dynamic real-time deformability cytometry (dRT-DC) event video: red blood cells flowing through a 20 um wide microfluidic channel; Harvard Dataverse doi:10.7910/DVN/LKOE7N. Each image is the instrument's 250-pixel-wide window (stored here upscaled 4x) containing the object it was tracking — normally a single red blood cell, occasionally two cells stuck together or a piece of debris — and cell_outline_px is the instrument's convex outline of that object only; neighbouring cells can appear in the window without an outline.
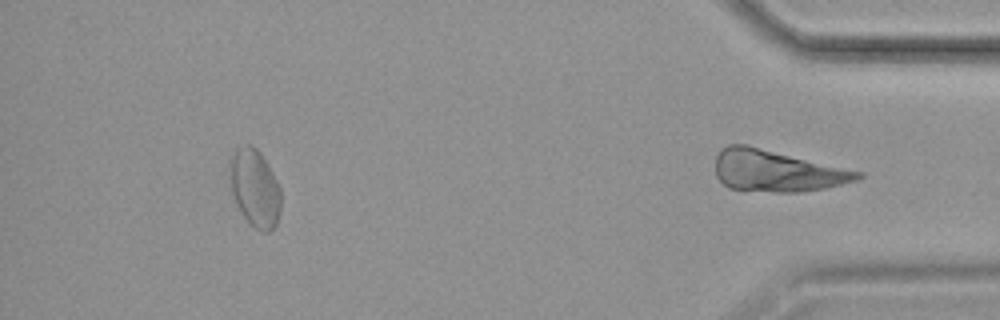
{"species": "common noctule bat (a hibernating species)", "species_latin": "Nyctalus noctula", "temperature_condition": "cold", "stored_images_in_passage": 51, "segment_of_instrument_passage": [2, 2], "camera_frame_rate_fps": 3000, "um_per_image_px": 0.085, "animal": {"sex": "female", "body_mass_g": 19.9}, "frame": {"image": 1, "passage_image": 51, "time_ms": 16.667, "image_size_px": [1000, 320], "cell_outline_px": [[864, 176], [856, 180], [824, 188], [800, 192], [772, 192], [728, 188], [716, 176], [716, 156], [720, 148], [728, 144], [748, 144], [864, 172]], "centroid_in_image_um": [66.02, 14.5], "position_along_channel_um": 369.2, "area_um2": 34.74}}